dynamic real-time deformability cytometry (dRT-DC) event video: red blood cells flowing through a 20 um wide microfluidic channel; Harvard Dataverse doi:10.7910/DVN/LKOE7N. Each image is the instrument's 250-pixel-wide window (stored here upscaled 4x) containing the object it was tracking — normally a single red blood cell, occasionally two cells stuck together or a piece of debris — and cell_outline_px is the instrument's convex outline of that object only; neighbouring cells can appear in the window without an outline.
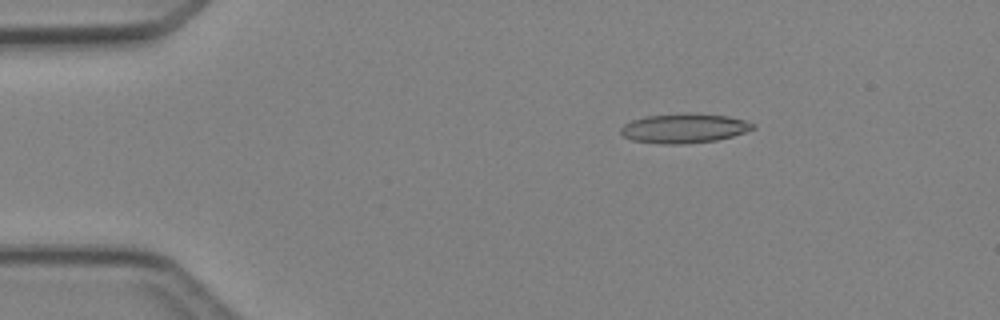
{"species": "Egyptian fruit bat (a non-hibernating species)", "species_latin": "Rousettus aegyptiacus", "temperature_condition": "cold", "stored_images_in_passage": 6, "camera_frame_rate_fps": 3000, "um_per_image_px": 0.085, "animal": {"sex": "female"}, "frame": {"image": 1, "passage_image": 3, "time_ms": 2.333, "image_size_px": [1000, 320], "cell_outline_px": [[756, 128], [732, 136], [716, 140], [684, 144], [660, 144], [632, 140], [620, 136], [620, 128], [624, 124], [632, 120], [644, 116], [688, 112], [728, 116], [744, 120], [756, 124]], "centroid_in_image_um": [58.12, 10.9], "position_along_channel_um": 26.9, "area_um2": 23.0}}
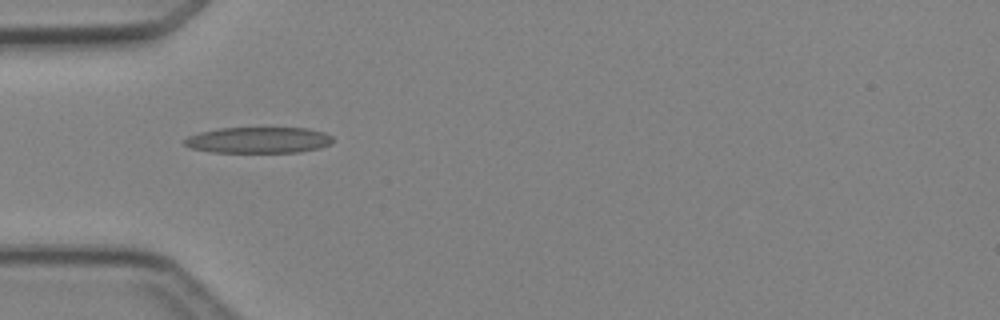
{"frame": {"image": 2, "passage_image": 5, "time_ms": 4.667, "image_size_px": [1000, 320], "cell_outline_px": [[332, 144], [320, 148], [300, 152], [212, 152], [192, 148], [184, 144], [184, 140], [188, 136], [200, 132], [220, 128], [308, 128], [324, 132], [332, 136]], "centroid_in_image_um": [22.01, 11.91], "position_along_channel_um": 63.0, "area_um2": 22.54}}
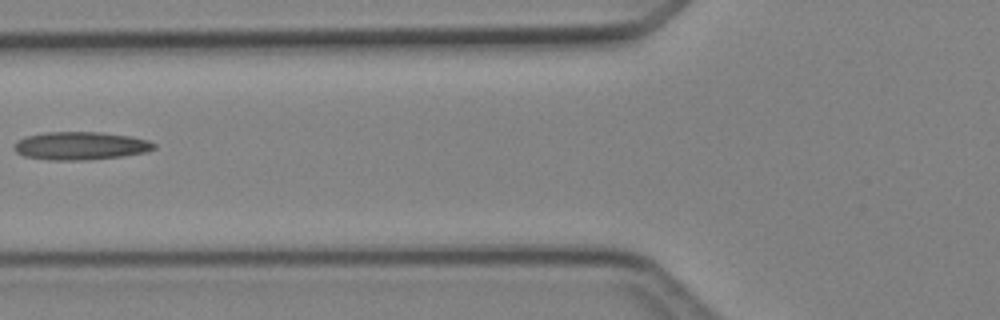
{"frame": {"image": 3, "passage_image": 6, "time_ms": 6.0, "image_size_px": [1000, 320], "cell_outline_px": [[156, 148], [144, 152], [124, 156], [88, 160], [48, 160], [24, 156], [16, 152], [12, 148], [16, 140], [24, 136], [48, 132], [100, 132], [132, 136], [148, 140], [156, 144]], "centroid_in_image_um": [6.82, 12.39], "position_along_channel_um": 119.0, "area_um2": 23.12}}